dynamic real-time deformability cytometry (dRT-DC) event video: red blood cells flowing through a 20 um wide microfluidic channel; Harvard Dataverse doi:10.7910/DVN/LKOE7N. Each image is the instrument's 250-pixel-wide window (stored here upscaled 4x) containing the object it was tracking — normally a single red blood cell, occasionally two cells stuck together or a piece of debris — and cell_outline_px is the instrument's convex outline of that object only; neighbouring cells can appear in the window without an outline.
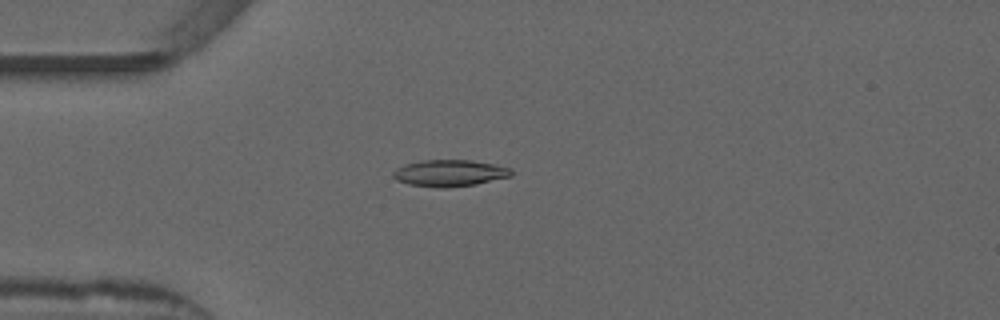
{"species": "common noctule bat (a hibernating species)", "species_latin": "Nyctalus noctula", "temperature_condition": "warm", "stored_images_in_passage": 44, "camera_frame_rate_fps": 3000, "um_per_image_px": 0.085, "animal": {"sex": "male", "forearm_length_mm": 52.5}, "frame": {"image": 1, "passage_image": 5, "time_ms": 1.333, "image_size_px": [1000, 320], "cell_outline_px": [[512, 176], [476, 184], [444, 188], [436, 188], [408, 184], [396, 180], [392, 176], [392, 172], [404, 164], [420, 160], [472, 160], [512, 168]], "centroid_in_image_um": [38.2, 14.71], "position_along_channel_um": 46.8, "area_um2": 18.44}}
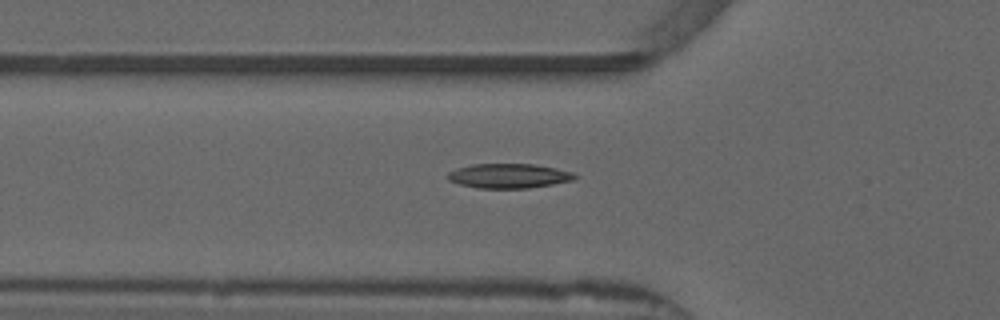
{"frame": {"image": 2, "passage_image": 9, "time_ms": 2.667, "image_size_px": [1000, 320], "cell_outline_px": [[576, 176], [572, 180], [552, 184], [528, 188], [476, 188], [460, 184], [448, 180], [448, 172], [472, 164], [536, 164], [556, 168], [572, 172]], "centroid_in_image_um": [43.24, 14.95], "position_along_channel_um": 82.6, "area_um2": 17.98}}
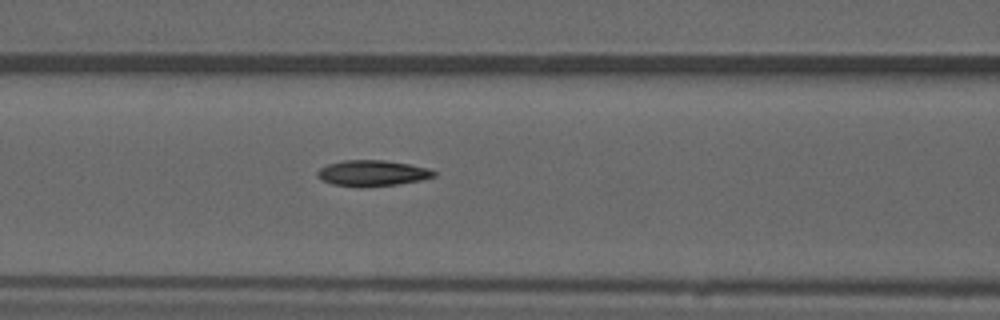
{"frame": {"image": 3, "passage_image": 13, "time_ms": 4.0, "image_size_px": [1000, 320], "cell_outline_px": [[436, 176], [420, 180], [396, 184], [368, 188], [360, 188], [332, 184], [320, 180], [316, 176], [316, 172], [320, 168], [328, 164], [344, 160], [384, 160], [408, 164], [428, 168], [436, 172]], "centroid_in_image_um": [31.6, 14.73], "position_along_channel_um": 135.0, "area_um2": 17.8}, "authors_computed_cell_mechanics": {"area_um2": 17.1955, "velocity_mm_per_s": 3.866, "shape_relaxation_time_tau1_ms": null, "shape_relaxation_time_tau2_ms": 3.7899, "deformation_change_tau1": null, "deformation_change_tau2": 0.1113}}